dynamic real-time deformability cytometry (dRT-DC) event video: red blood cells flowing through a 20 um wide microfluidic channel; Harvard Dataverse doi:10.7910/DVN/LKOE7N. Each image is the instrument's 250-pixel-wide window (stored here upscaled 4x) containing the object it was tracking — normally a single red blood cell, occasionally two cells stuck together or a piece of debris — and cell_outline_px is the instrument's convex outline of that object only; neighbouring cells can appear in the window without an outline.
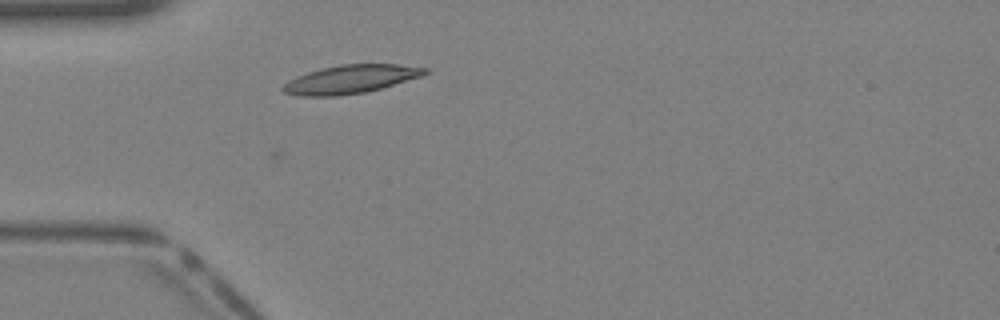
{"species": "Egyptian fruit bat (a non-hibernating species)", "species_latin": "Rousettus aegyptiacus", "temperature_condition": "warm", "stored_images_in_passage": 25, "camera_frame_rate_fps": 3000, "um_per_image_px": 0.085, "animal": {"sex": "female"}, "frame": {"image": 1, "passage_image": 5, "time_ms": 1.333, "image_size_px": [1000, 320], "cell_outline_px": [[428, 72], [424, 76], [380, 88], [364, 92], [336, 96], [300, 96], [284, 92], [280, 88], [288, 80], [296, 76], [308, 72], [340, 64], [396, 64], [428, 68]], "centroid_in_image_um": [29.8, 6.73], "position_along_channel_um": 55.2, "area_um2": 23.41}}
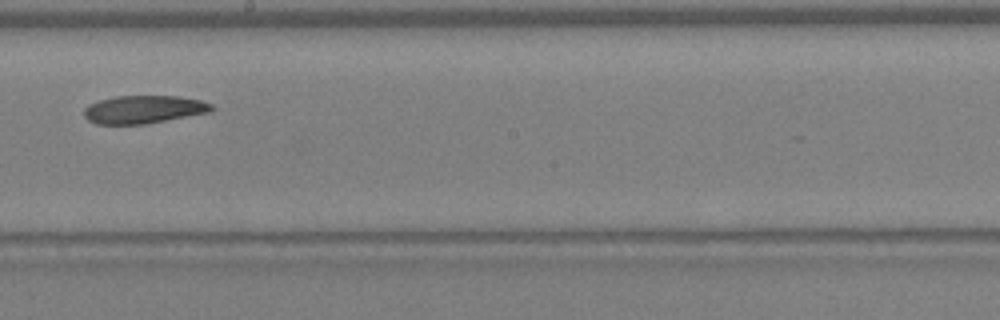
{"frame": {"image": 2, "passage_image": 16, "time_ms": 5.0, "image_size_px": [1000, 320], "cell_outline_px": [[212, 108], [208, 112], [144, 124], [96, 124], [88, 120], [84, 116], [84, 108], [88, 104], [100, 100], [116, 96], [176, 96], [200, 100], [212, 104]], "centroid_in_image_um": [12.15, 9.3], "position_along_channel_um": 236.1, "area_um2": 20.52}}
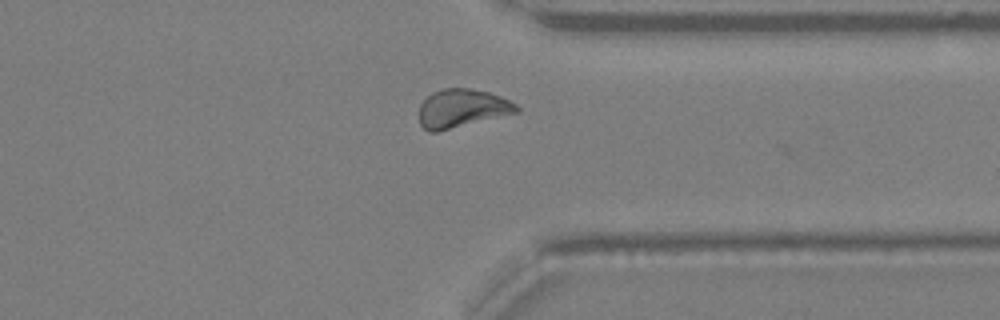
{"frame": {"image": 3, "passage_image": 24, "time_ms": 7.667, "image_size_px": [1000, 320], "cell_outline_px": [[520, 112], [436, 132], [428, 132], [420, 124], [420, 104], [432, 92], [444, 88], [468, 88], [488, 92], [500, 96], [516, 104], [520, 108]], "centroid_in_image_um": [39.28, 9.21], "position_along_channel_um": 372.1, "area_um2": 21.73}}